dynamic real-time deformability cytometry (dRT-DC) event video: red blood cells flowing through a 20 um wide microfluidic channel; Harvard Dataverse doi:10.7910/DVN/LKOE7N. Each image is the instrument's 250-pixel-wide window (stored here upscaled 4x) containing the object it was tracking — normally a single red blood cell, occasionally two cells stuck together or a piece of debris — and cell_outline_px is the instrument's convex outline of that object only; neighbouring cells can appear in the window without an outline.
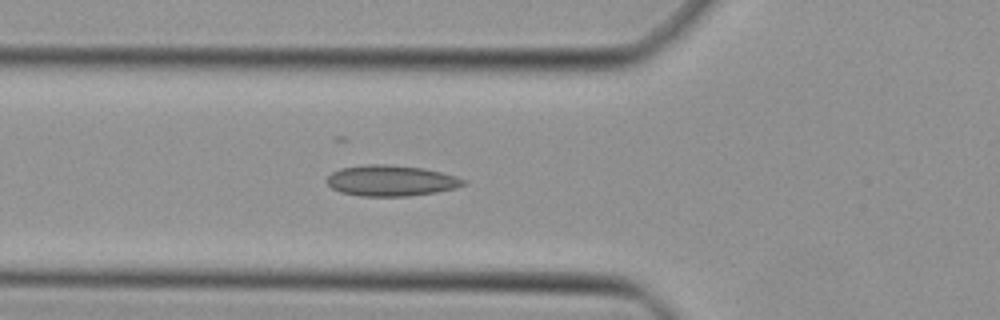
{"species": "Egyptian fruit bat (a non-hibernating species)", "species_latin": "Rousettus aegyptiacus", "temperature_condition": "cold", "stored_images_in_passage": 10, "camera_frame_rate_fps": 3000, "um_per_image_px": 0.085, "animal": {"sex": "female"}, "frame": {"image": 1, "passage_image": 6, "time_ms": 1.667, "image_size_px": [1000, 320], "cell_outline_px": [[468, 184], [456, 188], [436, 192], [408, 196], [360, 196], [340, 192], [332, 188], [328, 184], [328, 176], [332, 172], [340, 168], [368, 164], [388, 164], [424, 168], [456, 176], [468, 180]], "centroid_in_image_um": [33.28, 15.35], "position_along_channel_um": 92.5, "area_um2": 24.68}}
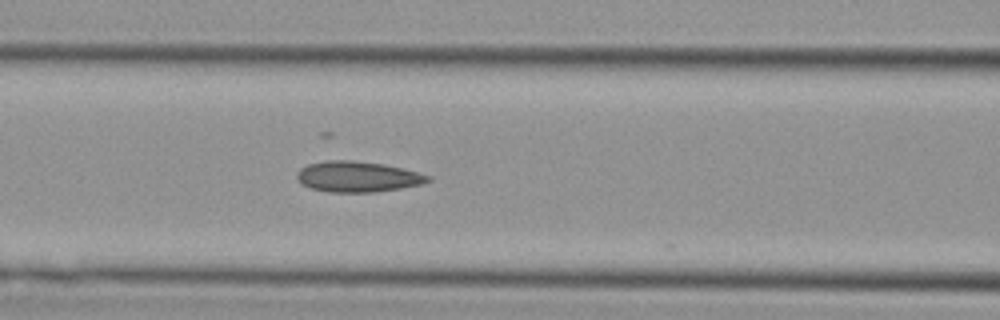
{"frame": {"image": 2, "passage_image": 9, "time_ms": 2.667, "image_size_px": [1000, 320], "cell_outline_px": [[432, 180], [424, 184], [400, 188], [372, 192], [328, 192], [312, 188], [296, 180], [296, 172], [300, 168], [308, 164], [328, 160], [352, 160], [384, 164], [432, 176]], "centroid_in_image_um": [30.39, 15.01], "position_along_channel_um": 136.2, "area_um2": 23.41}}